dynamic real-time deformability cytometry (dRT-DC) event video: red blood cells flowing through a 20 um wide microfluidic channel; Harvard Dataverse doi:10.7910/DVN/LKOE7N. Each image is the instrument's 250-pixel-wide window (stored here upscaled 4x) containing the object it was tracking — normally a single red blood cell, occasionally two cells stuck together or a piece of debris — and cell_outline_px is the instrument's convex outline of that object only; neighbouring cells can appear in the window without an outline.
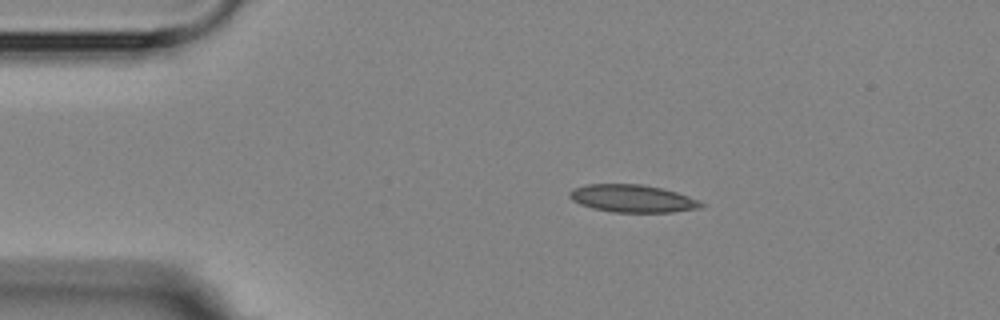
{"species": "Egyptian fruit bat (a non-hibernating species)", "species_latin": "Rousettus aegyptiacus", "temperature_condition": "room temperature", "stored_images_in_passage": 14, "camera_frame_rate_fps": 3000, "um_per_image_px": 0.085, "animal": {"sex": "female"}, "frame": {"image": 1, "passage_image": 2, "time_ms": 2.0, "image_size_px": [1000, 320], "cell_outline_px": [[704, 204], [700, 208], [672, 212], [612, 212], [592, 208], [580, 204], [572, 200], [568, 196], [568, 192], [572, 188], [588, 184], [644, 184], [664, 188], [700, 200]], "centroid_in_image_um": [53.74, 16.86], "position_along_channel_um": 31.3, "area_um2": 21.33}}
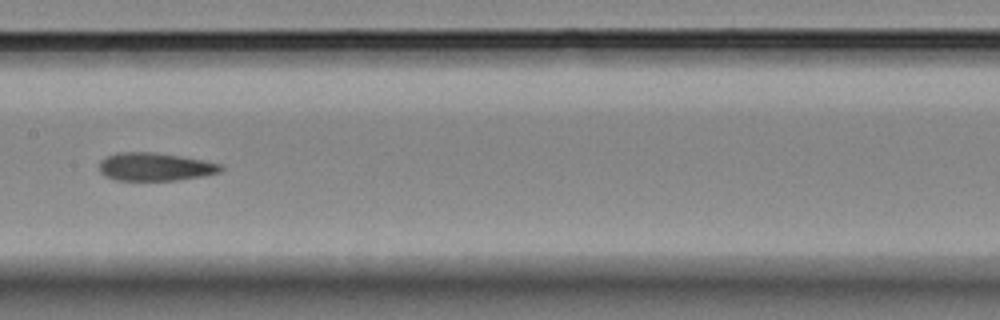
{"frame": {"image": 2, "passage_image": 7, "time_ms": 7.667, "image_size_px": [1000, 320], "cell_outline_px": [[224, 168], [220, 172], [200, 176], [176, 180], [116, 180], [104, 176], [100, 172], [100, 160], [116, 152], [152, 152], [180, 156], [220, 164]], "centroid_in_image_um": [13.13, 14.18], "position_along_channel_um": 194.3, "area_um2": 19.65}}
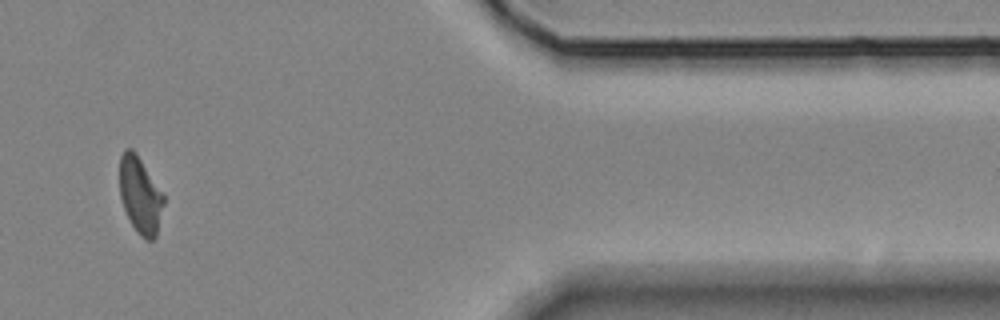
{"frame": {"image": 3, "passage_image": 12, "time_ms": 14.333, "image_size_px": [1000, 320], "cell_outline_px": [[164, 204], [156, 236], [152, 240], [144, 240], [136, 232], [124, 208], [120, 196], [120, 156], [124, 148], [132, 148], [136, 152], [164, 192]], "centroid_in_image_um": [11.93, 16.57], "position_along_channel_um": 399.5, "area_um2": 19.94}, "authors_computed_cell_mechanics": {"area_um2": 20.6346, "velocity_mm_per_s": 3.6207, "shape_relaxation_time_tau1_ms": 6.5513, "shape_relaxation_time_tau2_ms": 4.1864, "deformation_change_tau1": 0.1633, "deformation_change_tau2": 0.1364}}